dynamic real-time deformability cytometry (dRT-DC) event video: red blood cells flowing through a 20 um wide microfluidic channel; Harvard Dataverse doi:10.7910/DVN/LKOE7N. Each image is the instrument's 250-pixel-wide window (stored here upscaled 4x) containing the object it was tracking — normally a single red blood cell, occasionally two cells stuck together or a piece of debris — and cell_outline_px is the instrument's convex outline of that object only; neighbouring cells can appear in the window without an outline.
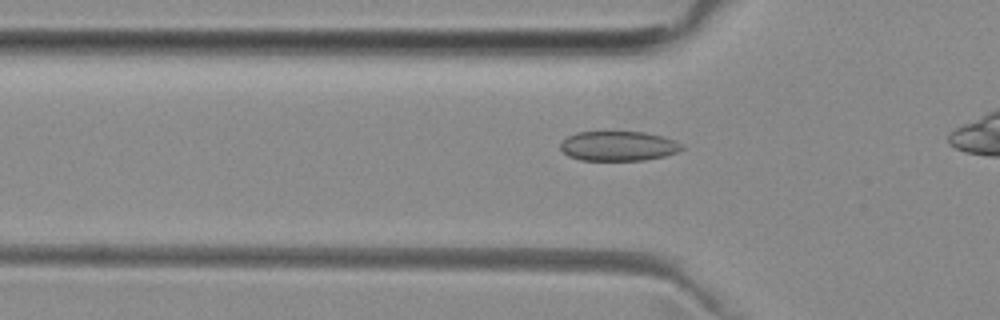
{"species": "common noctule bat (a hibernating species)", "species_latin": "Nyctalus noctula", "temperature_condition": "room temperature", "stored_images_in_passage": 36, "camera_frame_rate_fps": 3000, "um_per_image_px": 0.085, "animal": {"sex": "female", "body_mass_g": 29.2, "forearm_length_mm": 56.3}, "frame": {"image": 1, "passage_image": 11, "time_ms": 3.333, "image_size_px": [1000, 320], "cell_outline_px": [[684, 148], [676, 152], [664, 156], [644, 160], [580, 160], [568, 156], [560, 148], [560, 144], [568, 136], [576, 132], [644, 132], [660, 136], [672, 140], [680, 144]], "centroid_in_image_um": [52.51, 12.42], "position_along_channel_um": 73.3, "area_um2": 20.75}}
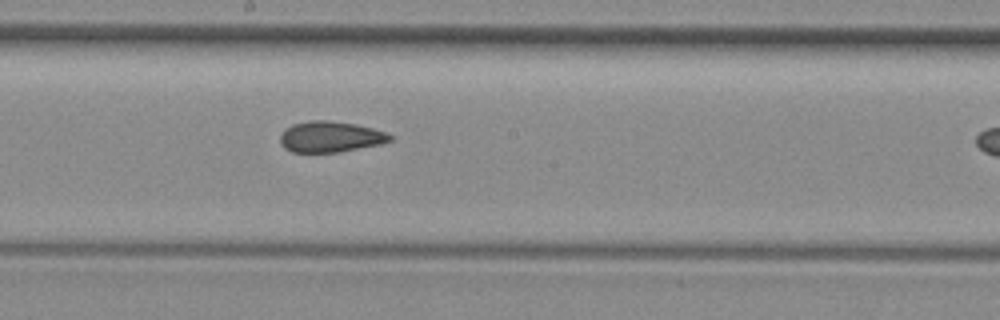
{"frame": {"image": 2, "passage_image": 22, "time_ms": 7.0, "image_size_px": [1000, 320], "cell_outline_px": [[392, 140], [384, 144], [340, 152], [292, 152], [284, 148], [280, 144], [280, 136], [292, 124], [312, 120], [328, 120], [356, 124], [372, 128], [384, 132], [392, 136]], "centroid_in_image_um": [28.11, 11.64], "position_along_channel_um": 220.1, "area_um2": 19.83}}
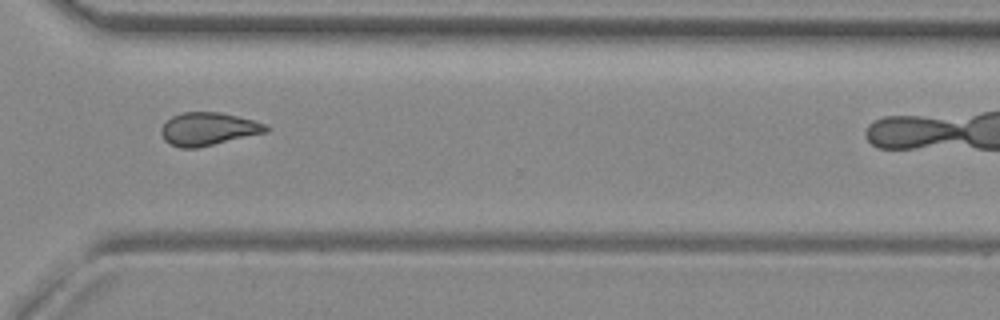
{"frame": {"image": 3, "passage_image": 32, "time_ms": 10.333, "image_size_px": [1000, 320], "cell_outline_px": [[268, 132], [196, 148], [180, 148], [164, 140], [160, 132], [160, 128], [172, 116], [184, 112], [220, 112], [252, 120], [264, 124], [268, 128]], "centroid_in_image_um": [17.67, 10.96], "position_along_channel_um": 352.9, "area_um2": 19.88}}